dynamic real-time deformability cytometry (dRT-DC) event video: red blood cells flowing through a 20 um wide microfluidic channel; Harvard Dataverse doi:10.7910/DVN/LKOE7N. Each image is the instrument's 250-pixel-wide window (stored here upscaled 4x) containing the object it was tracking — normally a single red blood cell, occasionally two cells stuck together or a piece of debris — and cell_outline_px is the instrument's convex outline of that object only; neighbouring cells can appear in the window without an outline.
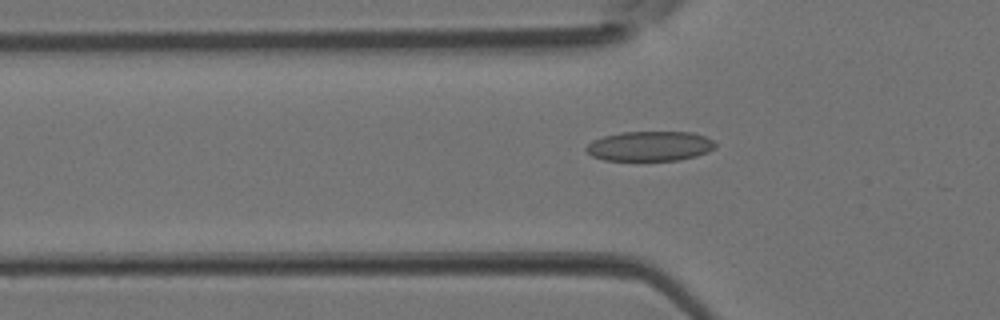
{"species": "Egyptian fruit bat (a non-hibernating species)", "species_latin": "Rousettus aegyptiacus", "temperature_condition": "room temperature", "stored_images_in_passage": 3, "camera_frame_rate_fps": 3000, "um_per_image_px": 0.085, "animal": {"sex": "female"}, "frame": {"image": 1, "passage_image": 3, "time_ms": 0.667, "image_size_px": [1000, 320], "cell_outline_px": [[716, 148], [708, 152], [696, 156], [680, 160], [604, 160], [592, 156], [584, 148], [592, 140], [604, 136], [620, 132], [692, 132], [704, 136], [712, 140], [716, 144]], "centroid_in_image_um": [55.24, 12.42], "position_along_channel_um": 70.6, "area_um2": 22.48}}